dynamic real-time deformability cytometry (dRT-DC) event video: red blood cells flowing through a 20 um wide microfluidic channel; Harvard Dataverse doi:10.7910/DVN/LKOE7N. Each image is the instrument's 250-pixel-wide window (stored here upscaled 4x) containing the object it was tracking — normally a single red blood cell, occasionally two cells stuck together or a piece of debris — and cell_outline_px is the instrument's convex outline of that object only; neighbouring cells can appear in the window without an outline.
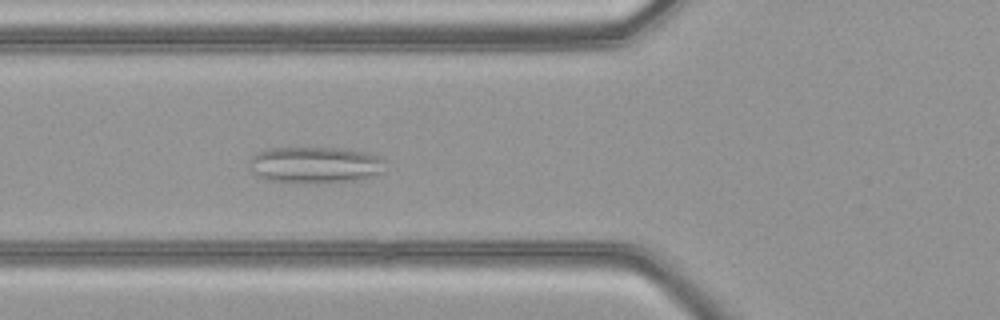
{"species": "common noctule bat (a hibernating species)", "species_latin": "Nyctalus noctula", "temperature_condition": "warm", "stored_images_in_passage": 50, "camera_frame_rate_fps": 3000, "um_per_image_px": 0.085, "animal": {"sex": "female", "body_mass_g": 21.9}, "frame": {"image": 1, "passage_image": 19, "time_ms": 6.0, "image_size_px": [1000, 320], "cell_outline_px": [[384, 172], [376, 176], [356, 180], [316, 184], [304, 184], [268, 180], [256, 176], [252, 172], [248, 160], [256, 152], [268, 148], [340, 148], [368, 152], [380, 156], [384, 160]], "centroid_in_image_um": [26.79, 14.03], "position_along_channel_um": 99.0, "area_um2": 29.65}}
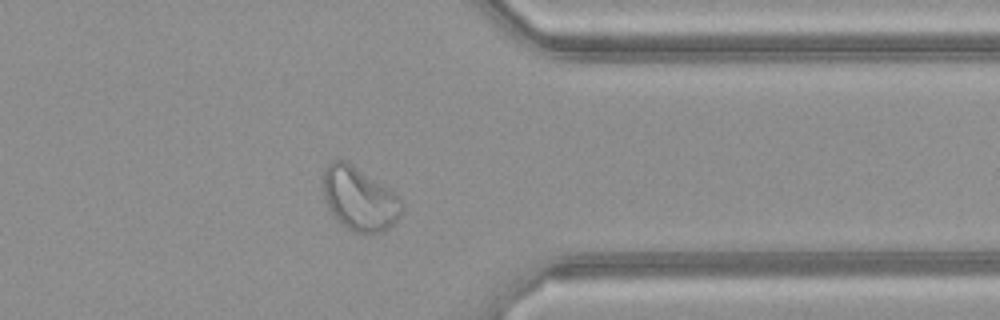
{"frame": {"image": 2, "passage_image": 40, "time_ms": 13.0, "image_size_px": [1000, 320], "cell_outline_px": [[404, 208], [400, 216], [384, 232], [356, 232], [348, 228], [328, 208], [320, 188], [320, 176], [328, 164], [332, 160], [344, 160], [352, 164], [388, 188], [400, 200]], "centroid_in_image_um": [30.49, 16.86], "position_along_channel_um": 380.9, "area_um2": 28.96}}
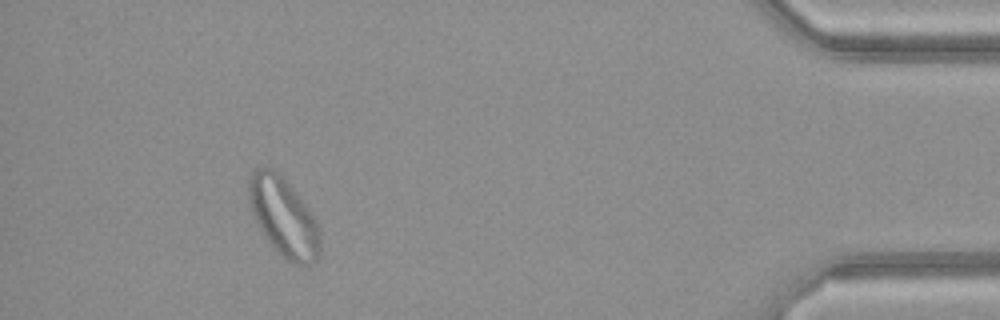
{"frame": {"image": 3, "passage_image": 46, "time_ms": 15.0, "image_size_px": [1000, 320], "cell_outline_px": [[320, 252], [316, 260], [312, 264], [304, 268], [292, 264], [284, 260], [268, 240], [256, 224], [248, 200], [248, 180], [252, 172], [256, 168], [272, 168], [280, 172], [284, 176], [300, 196], [316, 220], [320, 228]], "centroid_in_image_um": [24.12, 18.47], "position_along_channel_um": 411.1, "area_um2": 33.52}}